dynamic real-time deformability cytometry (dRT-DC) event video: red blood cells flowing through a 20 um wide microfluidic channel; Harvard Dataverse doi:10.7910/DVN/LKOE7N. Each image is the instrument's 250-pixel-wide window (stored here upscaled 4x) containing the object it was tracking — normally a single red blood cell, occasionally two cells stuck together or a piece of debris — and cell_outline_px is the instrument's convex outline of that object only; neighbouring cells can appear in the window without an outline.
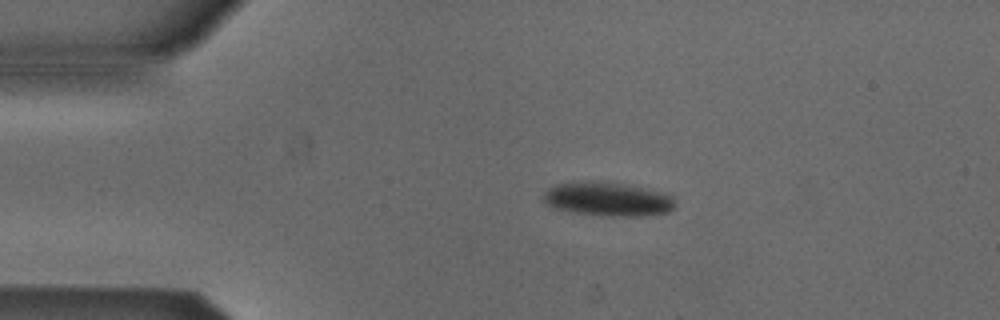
{"species": "Egyptian fruit bat (a non-hibernating species)", "species_latin": "Rousettus aegyptiacus", "temperature_condition": "cold", "stored_images_in_passage": 43, "camera_frame_rate_fps": 3000, "um_per_image_px": 0.085, "animal": {"sex": "male"}, "frame": {"image": 1, "passage_image": 1, "time_ms": 0.0, "image_size_px": [1000, 320], "cell_outline_px": [[676, 204], [668, 212], [640, 216], [608, 216], [572, 212], [556, 208], [544, 204], [544, 192], [548, 188], [556, 184], [584, 180], [596, 180], [624, 184], [660, 192], [672, 196]], "centroid_in_image_um": [51.61, 16.91], "position_along_channel_um": 33.4, "area_um2": 26.07}}
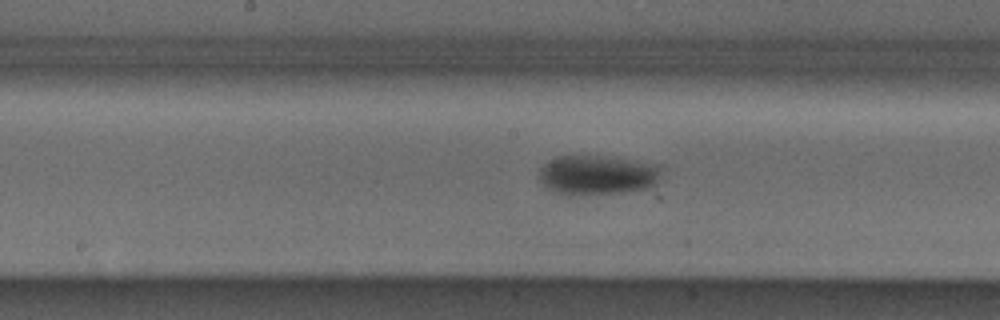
{"frame": {"image": 2, "passage_image": 17, "time_ms": 5.333, "image_size_px": [1000, 320], "cell_outline_px": [[660, 172], [656, 184], [648, 188], [620, 192], [572, 196], [568, 196], [556, 192], [548, 188], [540, 180], [540, 168], [544, 164], [560, 156], [600, 156], [660, 164]], "centroid_in_image_um": [50.78, 14.89], "position_along_channel_um": 197.4, "area_um2": 27.98}}
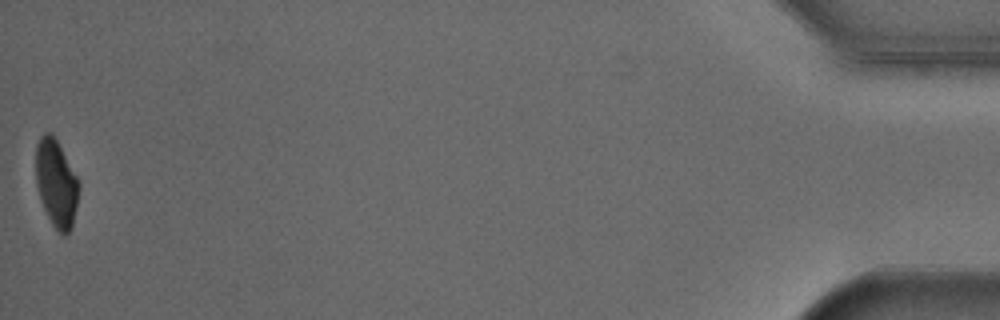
{"frame": {"image": 3, "passage_image": 43, "time_ms": 14.0, "image_size_px": [1000, 320], "cell_outline_px": [[80, 188], [72, 228], [64, 236], [52, 224], [40, 200], [36, 184], [36, 144], [40, 136], [44, 132], [48, 132], [56, 140], [76, 176], [80, 184]], "centroid_in_image_um": [4.78, 15.6], "position_along_channel_um": 430.4, "area_um2": 21.68}, "authors_computed_cell_mechanics": {"area_um2": 27.2816, "velocity_mm_per_s": 3.8761, "shape_relaxation_time_tau1_ms": 6.7251, "shape_relaxation_time_tau2_ms": null, "deformation_change_tau1": 0.1242, "deformation_change_tau2": null}}